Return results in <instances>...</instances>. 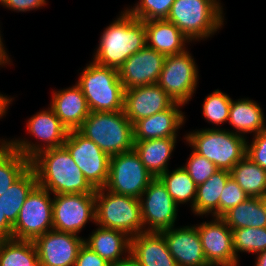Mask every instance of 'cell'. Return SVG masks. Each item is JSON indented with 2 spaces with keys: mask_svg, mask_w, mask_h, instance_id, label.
<instances>
[{
  "mask_svg": "<svg viewBox=\"0 0 266 266\" xmlns=\"http://www.w3.org/2000/svg\"><path fill=\"white\" fill-rule=\"evenodd\" d=\"M154 176L145 168L138 153L132 149L110 157L108 191L140 198Z\"/></svg>",
  "mask_w": 266,
  "mask_h": 266,
  "instance_id": "30bf717a",
  "label": "cell"
},
{
  "mask_svg": "<svg viewBox=\"0 0 266 266\" xmlns=\"http://www.w3.org/2000/svg\"><path fill=\"white\" fill-rule=\"evenodd\" d=\"M78 131L109 157L134 149L133 124L124 110L90 112Z\"/></svg>",
  "mask_w": 266,
  "mask_h": 266,
  "instance_id": "277c9868",
  "label": "cell"
},
{
  "mask_svg": "<svg viewBox=\"0 0 266 266\" xmlns=\"http://www.w3.org/2000/svg\"><path fill=\"white\" fill-rule=\"evenodd\" d=\"M221 218L231 229L247 227H266V213L259 198L249 197L232 207Z\"/></svg>",
  "mask_w": 266,
  "mask_h": 266,
  "instance_id": "f546056e",
  "label": "cell"
},
{
  "mask_svg": "<svg viewBox=\"0 0 266 266\" xmlns=\"http://www.w3.org/2000/svg\"><path fill=\"white\" fill-rule=\"evenodd\" d=\"M40 266H75L82 236L52 229L34 241Z\"/></svg>",
  "mask_w": 266,
  "mask_h": 266,
  "instance_id": "2e32d148",
  "label": "cell"
},
{
  "mask_svg": "<svg viewBox=\"0 0 266 266\" xmlns=\"http://www.w3.org/2000/svg\"><path fill=\"white\" fill-rule=\"evenodd\" d=\"M182 167L189 173L197 186L203 184L219 170L213 162L194 151L191 152L188 161Z\"/></svg>",
  "mask_w": 266,
  "mask_h": 266,
  "instance_id": "8d00e7d4",
  "label": "cell"
},
{
  "mask_svg": "<svg viewBox=\"0 0 266 266\" xmlns=\"http://www.w3.org/2000/svg\"><path fill=\"white\" fill-rule=\"evenodd\" d=\"M110 266H141L139 262L129 254L126 258L110 264Z\"/></svg>",
  "mask_w": 266,
  "mask_h": 266,
  "instance_id": "f6af8a7d",
  "label": "cell"
},
{
  "mask_svg": "<svg viewBox=\"0 0 266 266\" xmlns=\"http://www.w3.org/2000/svg\"><path fill=\"white\" fill-rule=\"evenodd\" d=\"M9 142L0 139V196L31 167V160L16 151Z\"/></svg>",
  "mask_w": 266,
  "mask_h": 266,
  "instance_id": "f1b7e54d",
  "label": "cell"
},
{
  "mask_svg": "<svg viewBox=\"0 0 266 266\" xmlns=\"http://www.w3.org/2000/svg\"><path fill=\"white\" fill-rule=\"evenodd\" d=\"M176 143L177 138L134 141V150L145 168L157 178L168 170V163Z\"/></svg>",
  "mask_w": 266,
  "mask_h": 266,
  "instance_id": "484cf974",
  "label": "cell"
},
{
  "mask_svg": "<svg viewBox=\"0 0 266 266\" xmlns=\"http://www.w3.org/2000/svg\"><path fill=\"white\" fill-rule=\"evenodd\" d=\"M145 232H161L175 227L178 205L157 177L139 198Z\"/></svg>",
  "mask_w": 266,
  "mask_h": 266,
  "instance_id": "4fadbf2b",
  "label": "cell"
},
{
  "mask_svg": "<svg viewBox=\"0 0 266 266\" xmlns=\"http://www.w3.org/2000/svg\"><path fill=\"white\" fill-rule=\"evenodd\" d=\"M191 41L207 40L224 26L219 0H175L166 19Z\"/></svg>",
  "mask_w": 266,
  "mask_h": 266,
  "instance_id": "3957f363",
  "label": "cell"
},
{
  "mask_svg": "<svg viewBox=\"0 0 266 266\" xmlns=\"http://www.w3.org/2000/svg\"><path fill=\"white\" fill-rule=\"evenodd\" d=\"M13 225L2 215L0 210V242L12 238Z\"/></svg>",
  "mask_w": 266,
  "mask_h": 266,
  "instance_id": "b9f144b4",
  "label": "cell"
},
{
  "mask_svg": "<svg viewBox=\"0 0 266 266\" xmlns=\"http://www.w3.org/2000/svg\"><path fill=\"white\" fill-rule=\"evenodd\" d=\"M165 57L147 46L130 56L118 70L124 90L157 83Z\"/></svg>",
  "mask_w": 266,
  "mask_h": 266,
  "instance_id": "e0dca14e",
  "label": "cell"
},
{
  "mask_svg": "<svg viewBox=\"0 0 266 266\" xmlns=\"http://www.w3.org/2000/svg\"><path fill=\"white\" fill-rule=\"evenodd\" d=\"M232 98L219 89L208 94L202 104V114L208 123L219 126L229 120Z\"/></svg>",
  "mask_w": 266,
  "mask_h": 266,
  "instance_id": "e575fe53",
  "label": "cell"
},
{
  "mask_svg": "<svg viewBox=\"0 0 266 266\" xmlns=\"http://www.w3.org/2000/svg\"><path fill=\"white\" fill-rule=\"evenodd\" d=\"M145 46L144 21L136 19L125 9L101 34L92 61L119 70L130 56Z\"/></svg>",
  "mask_w": 266,
  "mask_h": 266,
  "instance_id": "7a4b0ae2",
  "label": "cell"
},
{
  "mask_svg": "<svg viewBox=\"0 0 266 266\" xmlns=\"http://www.w3.org/2000/svg\"><path fill=\"white\" fill-rule=\"evenodd\" d=\"M161 234L178 266H210L196 225L171 227L161 231Z\"/></svg>",
  "mask_w": 266,
  "mask_h": 266,
  "instance_id": "d6986e66",
  "label": "cell"
},
{
  "mask_svg": "<svg viewBox=\"0 0 266 266\" xmlns=\"http://www.w3.org/2000/svg\"><path fill=\"white\" fill-rule=\"evenodd\" d=\"M192 54L185 52L165 57L157 84L175 101L186 105L198 85V66Z\"/></svg>",
  "mask_w": 266,
  "mask_h": 266,
  "instance_id": "8fae6325",
  "label": "cell"
},
{
  "mask_svg": "<svg viewBox=\"0 0 266 266\" xmlns=\"http://www.w3.org/2000/svg\"><path fill=\"white\" fill-rule=\"evenodd\" d=\"M130 242L131 237L125 232L100 226L88 238H84V244L110 264L130 254Z\"/></svg>",
  "mask_w": 266,
  "mask_h": 266,
  "instance_id": "cb8c5ba5",
  "label": "cell"
},
{
  "mask_svg": "<svg viewBox=\"0 0 266 266\" xmlns=\"http://www.w3.org/2000/svg\"><path fill=\"white\" fill-rule=\"evenodd\" d=\"M50 107L68 131L78 130L91 112L77 84L53 91Z\"/></svg>",
  "mask_w": 266,
  "mask_h": 266,
  "instance_id": "44dd1931",
  "label": "cell"
},
{
  "mask_svg": "<svg viewBox=\"0 0 266 266\" xmlns=\"http://www.w3.org/2000/svg\"><path fill=\"white\" fill-rule=\"evenodd\" d=\"M37 176L32 167H30L15 183L0 196V210L2 215L14 225L19 211L29 193L37 185Z\"/></svg>",
  "mask_w": 266,
  "mask_h": 266,
  "instance_id": "83f0119b",
  "label": "cell"
},
{
  "mask_svg": "<svg viewBox=\"0 0 266 266\" xmlns=\"http://www.w3.org/2000/svg\"><path fill=\"white\" fill-rule=\"evenodd\" d=\"M0 4L15 12H27L46 6L47 0H0Z\"/></svg>",
  "mask_w": 266,
  "mask_h": 266,
  "instance_id": "60d3db41",
  "label": "cell"
},
{
  "mask_svg": "<svg viewBox=\"0 0 266 266\" xmlns=\"http://www.w3.org/2000/svg\"><path fill=\"white\" fill-rule=\"evenodd\" d=\"M79 73L77 85L81 88L91 112L124 110V88L119 72L91 61Z\"/></svg>",
  "mask_w": 266,
  "mask_h": 266,
  "instance_id": "8992f818",
  "label": "cell"
},
{
  "mask_svg": "<svg viewBox=\"0 0 266 266\" xmlns=\"http://www.w3.org/2000/svg\"><path fill=\"white\" fill-rule=\"evenodd\" d=\"M248 195L231 177L227 180L219 199V217L226 213L232 207L245 201Z\"/></svg>",
  "mask_w": 266,
  "mask_h": 266,
  "instance_id": "74e56055",
  "label": "cell"
},
{
  "mask_svg": "<svg viewBox=\"0 0 266 266\" xmlns=\"http://www.w3.org/2000/svg\"><path fill=\"white\" fill-rule=\"evenodd\" d=\"M175 103L157 83L124 90V112L132 124L163 112Z\"/></svg>",
  "mask_w": 266,
  "mask_h": 266,
  "instance_id": "ac0fdd59",
  "label": "cell"
},
{
  "mask_svg": "<svg viewBox=\"0 0 266 266\" xmlns=\"http://www.w3.org/2000/svg\"><path fill=\"white\" fill-rule=\"evenodd\" d=\"M26 128L28 133L41 143H33L26 138H13L9 144L29 160L43 150L62 147L69 132L51 107L31 116Z\"/></svg>",
  "mask_w": 266,
  "mask_h": 266,
  "instance_id": "9c48e42d",
  "label": "cell"
},
{
  "mask_svg": "<svg viewBox=\"0 0 266 266\" xmlns=\"http://www.w3.org/2000/svg\"><path fill=\"white\" fill-rule=\"evenodd\" d=\"M95 224L125 232L129 237L144 232L140 200L108 191L95 190Z\"/></svg>",
  "mask_w": 266,
  "mask_h": 266,
  "instance_id": "52a82bcc",
  "label": "cell"
},
{
  "mask_svg": "<svg viewBox=\"0 0 266 266\" xmlns=\"http://www.w3.org/2000/svg\"><path fill=\"white\" fill-rule=\"evenodd\" d=\"M51 193L36 185L27 196L13 225L12 238L34 241L53 229V198Z\"/></svg>",
  "mask_w": 266,
  "mask_h": 266,
  "instance_id": "ba28073f",
  "label": "cell"
},
{
  "mask_svg": "<svg viewBox=\"0 0 266 266\" xmlns=\"http://www.w3.org/2000/svg\"><path fill=\"white\" fill-rule=\"evenodd\" d=\"M175 0H139L135 6L125 8L136 19L143 20H161L167 19L172 4Z\"/></svg>",
  "mask_w": 266,
  "mask_h": 266,
  "instance_id": "d590c367",
  "label": "cell"
},
{
  "mask_svg": "<svg viewBox=\"0 0 266 266\" xmlns=\"http://www.w3.org/2000/svg\"><path fill=\"white\" fill-rule=\"evenodd\" d=\"M0 30V66L11 65L10 57L7 53V48L5 49V45L3 44V37L1 36ZM2 37V38H1Z\"/></svg>",
  "mask_w": 266,
  "mask_h": 266,
  "instance_id": "ee69618b",
  "label": "cell"
},
{
  "mask_svg": "<svg viewBox=\"0 0 266 266\" xmlns=\"http://www.w3.org/2000/svg\"><path fill=\"white\" fill-rule=\"evenodd\" d=\"M146 30V46L169 56L183 53L187 50L186 43L190 40L180 29L166 19L144 22ZM186 46V47H185Z\"/></svg>",
  "mask_w": 266,
  "mask_h": 266,
  "instance_id": "603a6c76",
  "label": "cell"
},
{
  "mask_svg": "<svg viewBox=\"0 0 266 266\" xmlns=\"http://www.w3.org/2000/svg\"><path fill=\"white\" fill-rule=\"evenodd\" d=\"M261 204L264 208V211L266 213V193H264L261 197H259Z\"/></svg>",
  "mask_w": 266,
  "mask_h": 266,
  "instance_id": "7dc6e473",
  "label": "cell"
},
{
  "mask_svg": "<svg viewBox=\"0 0 266 266\" xmlns=\"http://www.w3.org/2000/svg\"><path fill=\"white\" fill-rule=\"evenodd\" d=\"M0 266H40L34 242L14 238L1 241Z\"/></svg>",
  "mask_w": 266,
  "mask_h": 266,
  "instance_id": "1f68e13d",
  "label": "cell"
},
{
  "mask_svg": "<svg viewBox=\"0 0 266 266\" xmlns=\"http://www.w3.org/2000/svg\"><path fill=\"white\" fill-rule=\"evenodd\" d=\"M37 183L51 194H95L71 154L62 146L39 152L31 159Z\"/></svg>",
  "mask_w": 266,
  "mask_h": 266,
  "instance_id": "6da1fadb",
  "label": "cell"
},
{
  "mask_svg": "<svg viewBox=\"0 0 266 266\" xmlns=\"http://www.w3.org/2000/svg\"><path fill=\"white\" fill-rule=\"evenodd\" d=\"M231 177L230 171L218 170L203 184L197 186L196 198L192 213L197 216L211 215L219 217V199L227 180Z\"/></svg>",
  "mask_w": 266,
  "mask_h": 266,
  "instance_id": "4316f807",
  "label": "cell"
},
{
  "mask_svg": "<svg viewBox=\"0 0 266 266\" xmlns=\"http://www.w3.org/2000/svg\"><path fill=\"white\" fill-rule=\"evenodd\" d=\"M63 146L71 154L83 176L95 189L106 186L110 161V157L106 153L78 130L68 132Z\"/></svg>",
  "mask_w": 266,
  "mask_h": 266,
  "instance_id": "7c38bea8",
  "label": "cell"
},
{
  "mask_svg": "<svg viewBox=\"0 0 266 266\" xmlns=\"http://www.w3.org/2000/svg\"><path fill=\"white\" fill-rule=\"evenodd\" d=\"M233 247L236 259L240 252L258 254L266 250V227L233 229ZM239 253V254H238Z\"/></svg>",
  "mask_w": 266,
  "mask_h": 266,
  "instance_id": "836d02e7",
  "label": "cell"
},
{
  "mask_svg": "<svg viewBox=\"0 0 266 266\" xmlns=\"http://www.w3.org/2000/svg\"><path fill=\"white\" fill-rule=\"evenodd\" d=\"M158 178L177 205L180 206V204H187L189 202L191 209L194 207L197 185L182 166L172 171L168 169Z\"/></svg>",
  "mask_w": 266,
  "mask_h": 266,
  "instance_id": "d6a6232c",
  "label": "cell"
},
{
  "mask_svg": "<svg viewBox=\"0 0 266 266\" xmlns=\"http://www.w3.org/2000/svg\"><path fill=\"white\" fill-rule=\"evenodd\" d=\"M250 143L246 141V156L266 171V129L255 134Z\"/></svg>",
  "mask_w": 266,
  "mask_h": 266,
  "instance_id": "f35d334b",
  "label": "cell"
},
{
  "mask_svg": "<svg viewBox=\"0 0 266 266\" xmlns=\"http://www.w3.org/2000/svg\"><path fill=\"white\" fill-rule=\"evenodd\" d=\"M75 266H110V263L83 244L79 249Z\"/></svg>",
  "mask_w": 266,
  "mask_h": 266,
  "instance_id": "ab89813d",
  "label": "cell"
},
{
  "mask_svg": "<svg viewBox=\"0 0 266 266\" xmlns=\"http://www.w3.org/2000/svg\"><path fill=\"white\" fill-rule=\"evenodd\" d=\"M228 122L233 127L231 132L245 138L246 133L255 135L266 129L262 108L256 101L249 98L232 99Z\"/></svg>",
  "mask_w": 266,
  "mask_h": 266,
  "instance_id": "d4e9b609",
  "label": "cell"
},
{
  "mask_svg": "<svg viewBox=\"0 0 266 266\" xmlns=\"http://www.w3.org/2000/svg\"><path fill=\"white\" fill-rule=\"evenodd\" d=\"M196 224L203 252L210 266H239L233 247L232 230L221 217Z\"/></svg>",
  "mask_w": 266,
  "mask_h": 266,
  "instance_id": "9a60e30c",
  "label": "cell"
},
{
  "mask_svg": "<svg viewBox=\"0 0 266 266\" xmlns=\"http://www.w3.org/2000/svg\"><path fill=\"white\" fill-rule=\"evenodd\" d=\"M230 174L248 197L259 198L266 193V171L247 156L230 170Z\"/></svg>",
  "mask_w": 266,
  "mask_h": 266,
  "instance_id": "4dcf8cb0",
  "label": "cell"
},
{
  "mask_svg": "<svg viewBox=\"0 0 266 266\" xmlns=\"http://www.w3.org/2000/svg\"><path fill=\"white\" fill-rule=\"evenodd\" d=\"M255 266H266V250L256 254Z\"/></svg>",
  "mask_w": 266,
  "mask_h": 266,
  "instance_id": "bcb514c9",
  "label": "cell"
},
{
  "mask_svg": "<svg viewBox=\"0 0 266 266\" xmlns=\"http://www.w3.org/2000/svg\"><path fill=\"white\" fill-rule=\"evenodd\" d=\"M130 254L141 266H178L161 232H141L131 237Z\"/></svg>",
  "mask_w": 266,
  "mask_h": 266,
  "instance_id": "7402d4cb",
  "label": "cell"
},
{
  "mask_svg": "<svg viewBox=\"0 0 266 266\" xmlns=\"http://www.w3.org/2000/svg\"><path fill=\"white\" fill-rule=\"evenodd\" d=\"M182 103L176 102L167 110L142 118L133 124L134 141L159 138H177L179 129L185 124Z\"/></svg>",
  "mask_w": 266,
  "mask_h": 266,
  "instance_id": "ffe728a7",
  "label": "cell"
},
{
  "mask_svg": "<svg viewBox=\"0 0 266 266\" xmlns=\"http://www.w3.org/2000/svg\"><path fill=\"white\" fill-rule=\"evenodd\" d=\"M53 229L79 235L91 221L95 223V194L53 195Z\"/></svg>",
  "mask_w": 266,
  "mask_h": 266,
  "instance_id": "5bb4252c",
  "label": "cell"
},
{
  "mask_svg": "<svg viewBox=\"0 0 266 266\" xmlns=\"http://www.w3.org/2000/svg\"><path fill=\"white\" fill-rule=\"evenodd\" d=\"M197 154L213 162L219 170L230 171L246 156L247 138L223 128H204L184 135Z\"/></svg>",
  "mask_w": 266,
  "mask_h": 266,
  "instance_id": "5b68a950",
  "label": "cell"
},
{
  "mask_svg": "<svg viewBox=\"0 0 266 266\" xmlns=\"http://www.w3.org/2000/svg\"><path fill=\"white\" fill-rule=\"evenodd\" d=\"M13 97H8V95H3L0 92V119L3 118V116H6V113L9 109V105L13 102Z\"/></svg>",
  "mask_w": 266,
  "mask_h": 266,
  "instance_id": "7bdbcfd3",
  "label": "cell"
}]
</instances>
